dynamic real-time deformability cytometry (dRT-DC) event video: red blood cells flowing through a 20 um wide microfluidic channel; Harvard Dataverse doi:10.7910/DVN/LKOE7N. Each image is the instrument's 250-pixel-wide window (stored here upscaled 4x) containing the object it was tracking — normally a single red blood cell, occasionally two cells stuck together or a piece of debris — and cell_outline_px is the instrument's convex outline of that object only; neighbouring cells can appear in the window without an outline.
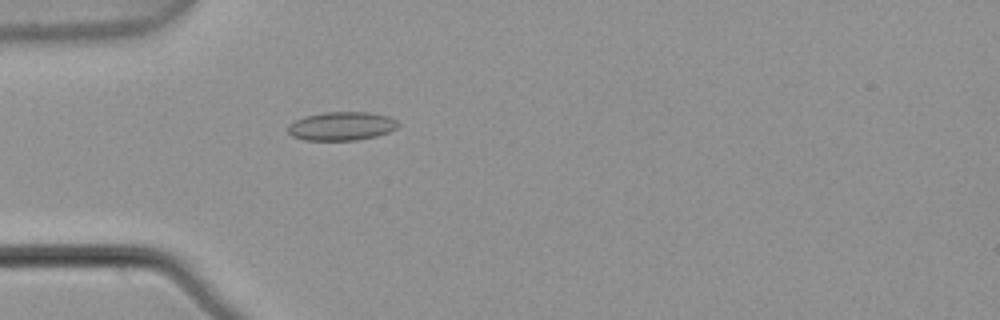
{"species": "common noctule bat (a hibernating species)", "species_latin": "Nyctalus noctula", "temperature_condition": "warm", "stored_images_in_passage": 3, "camera_frame_rate_fps": 3000, "um_per_image_px": 0.085, "animal": {"sex": "male", "body_mass_g": 21.5, "forearm_length_mm": 52.0}, "frame": {"image": 1, "passage_image": 3, "time_ms": 0.667, "image_size_px": [1000, 320], "cell_outline_px": [[400, 124], [396, 128], [388, 132], [376, 136], [356, 140], [304, 140], [292, 136], [288, 132], [288, 124], [304, 116], [324, 112], [368, 112], [388, 116], [396, 120]], "centroid_in_image_um": [29.02, 10.72], "position_along_channel_um": 56.0, "area_um2": 18.38}}